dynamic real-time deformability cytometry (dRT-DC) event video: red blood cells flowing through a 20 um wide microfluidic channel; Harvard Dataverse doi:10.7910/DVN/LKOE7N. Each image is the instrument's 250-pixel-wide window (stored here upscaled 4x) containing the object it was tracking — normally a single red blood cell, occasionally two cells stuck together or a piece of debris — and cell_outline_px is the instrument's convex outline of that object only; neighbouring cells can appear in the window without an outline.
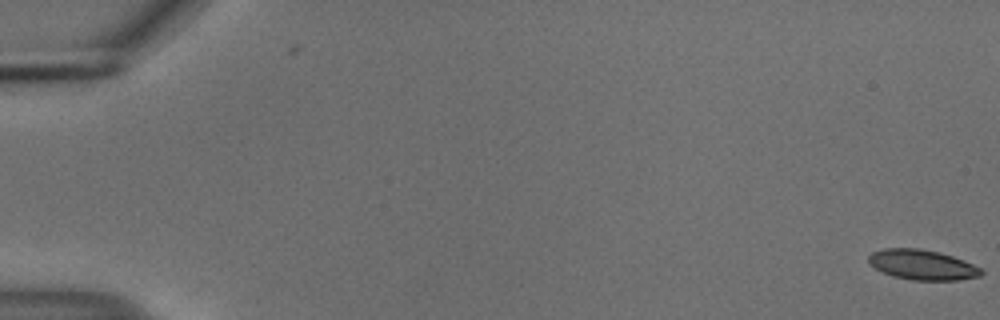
{"species": "common noctule bat (a hibernating species)", "species_latin": "Nyctalus noctula", "temperature_condition": "cold", "stored_images_in_passage": 5, "camera_frame_rate_fps": 3000, "um_per_image_px": 0.085, "animal": {"sex": "male", "body_mass_g": 18.8}, "frame": {"image": 1, "passage_image": 1, "time_ms": 0.0, "image_size_px": [1000, 320], "cell_outline_px": [[984, 272], [980, 276], [956, 280], [912, 280], [892, 276], [868, 264], [868, 256], [872, 252], [884, 248], [920, 248], [940, 252], [964, 260], [980, 268]], "centroid_in_image_um": [78.37, 22.5], "position_along_channel_um": 6.6, "area_um2": 19.77}}
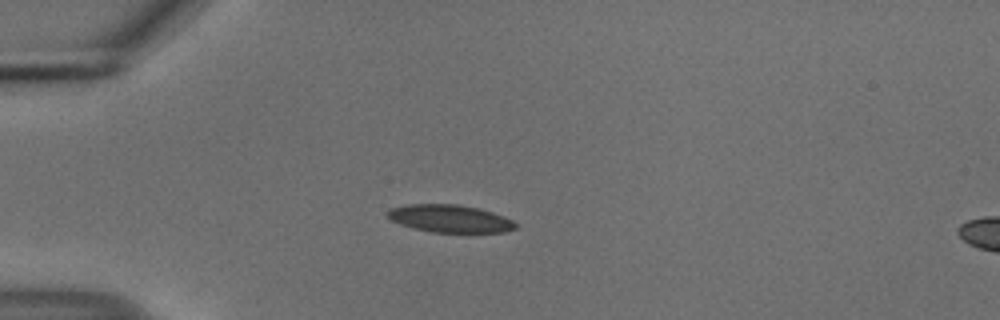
{"frame": {"image": 2, "passage_image": 5, "time_ms": 1.333, "image_size_px": [1000, 320], "cell_outline_px": [[516, 228], [504, 232], [432, 232], [412, 228], [400, 224], [392, 220], [384, 212], [392, 208], [408, 204], [456, 204], [476, 208], [492, 212], [504, 216], [512, 220], [516, 224]], "centroid_in_image_um": [38.22, 18.58], "position_along_channel_um": 46.8, "area_um2": 20.46}}